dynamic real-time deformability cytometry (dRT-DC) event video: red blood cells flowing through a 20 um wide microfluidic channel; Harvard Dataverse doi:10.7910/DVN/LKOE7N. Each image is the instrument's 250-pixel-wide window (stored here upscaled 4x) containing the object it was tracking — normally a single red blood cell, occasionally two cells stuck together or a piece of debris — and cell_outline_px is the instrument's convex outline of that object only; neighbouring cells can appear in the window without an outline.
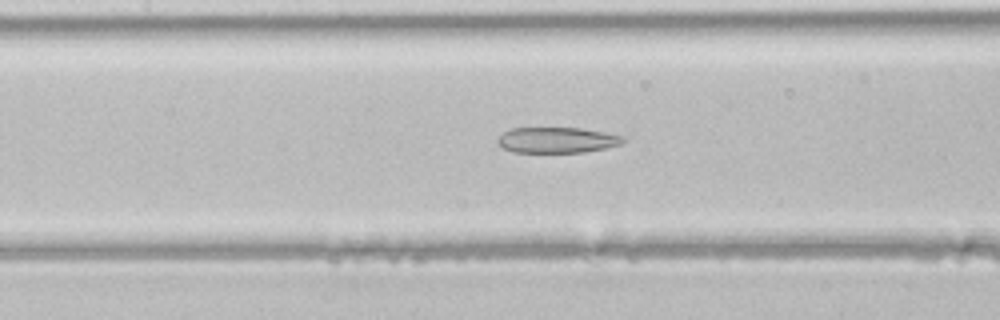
{"species": "common noctule bat (a hibernating species)", "species_latin": "Nyctalus noctula", "temperature_condition": "room temperature", "stored_images_in_passage": 42, "camera_frame_rate_fps": 3000, "um_per_image_px": 0.085, "animal": {"sex": "male", "body_mass_g": 21.5, "forearm_length_mm": 52.0}, "frame": {"image": 1, "passage_image": 17, "time_ms": 5.333, "image_size_px": [1000, 320], "cell_outline_px": [[628, 140], [620, 144], [604, 148], [584, 152], [512, 152], [504, 148], [496, 140], [504, 132], [512, 128], [580, 128], [604, 132], [624, 136]], "centroid_in_image_um": [47.37, 11.9], "position_along_channel_um": 160.0, "area_um2": 18.67}}
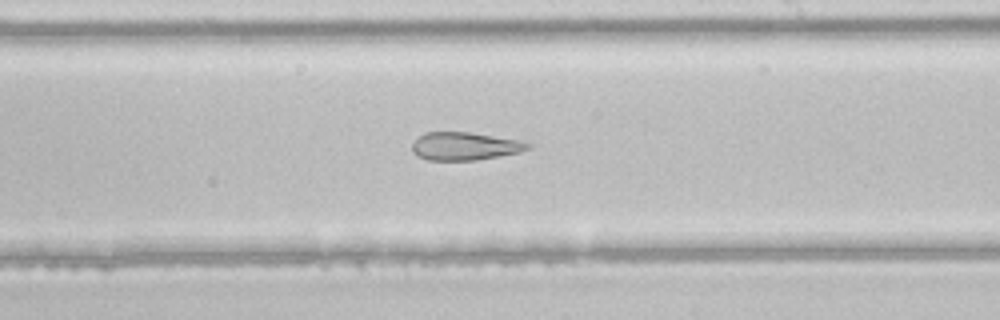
{"frame": {"image": 2, "passage_image": 23, "time_ms": 7.333, "image_size_px": [1000, 320], "cell_outline_px": [[532, 148], [520, 152], [500, 156], [476, 160], [428, 160], [416, 156], [412, 152], [412, 144], [416, 136], [424, 132], [468, 132], [520, 140], [532, 144]], "centroid_in_image_um": [39.49, 12.42], "position_along_channel_um": 249.5, "area_um2": 19.13}}
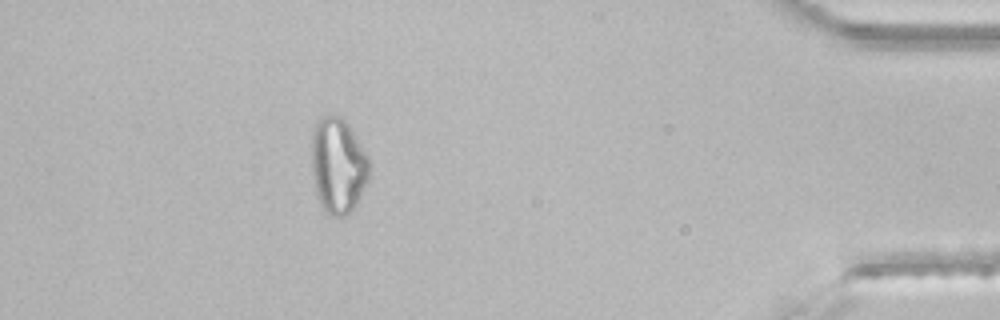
{"frame": {"image": 3, "passage_image": 37, "time_ms": 12.0, "image_size_px": [1000, 320], "cell_outline_px": [[368, 180], [356, 204], [344, 216], [332, 216], [320, 204], [316, 196], [312, 172], [312, 132], [316, 120], [320, 116], [340, 116], [348, 124], [368, 156]], "centroid_in_image_um": [28.7, 14.05], "position_along_channel_um": 406.5, "area_um2": 31.91}}